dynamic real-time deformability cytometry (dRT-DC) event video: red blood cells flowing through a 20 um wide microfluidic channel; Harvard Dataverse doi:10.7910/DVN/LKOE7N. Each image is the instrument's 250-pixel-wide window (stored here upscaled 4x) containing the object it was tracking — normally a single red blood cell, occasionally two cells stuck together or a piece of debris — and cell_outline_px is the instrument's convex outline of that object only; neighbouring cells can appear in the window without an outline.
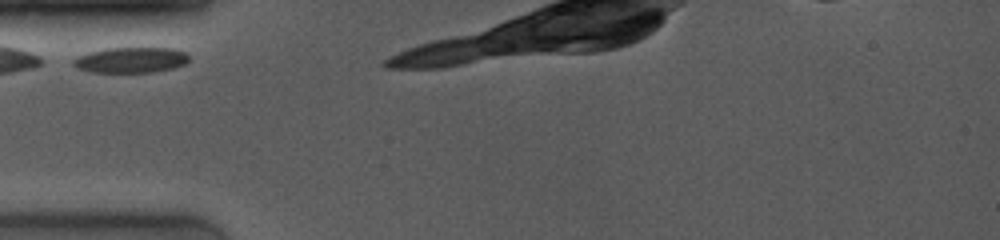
{"species": "common noctule bat (a hibernating species)", "species_latin": "Nyctalus noctula", "temperature_condition": "room temperature", "stored_images_in_passage": 3, "camera_frame_rate_fps": 4000, "um_per_image_px": 0.085, "animal": {"sex": "female", "body_mass_g": 19.0, "forearm_length_mm": 53.3}, "frame": {"image": 1, "passage_image": 1, "time_ms": 0.0, "image_size_px": [1000, 240], "cell_outline_px": [[188, 60], [184, 64], [172, 68], [152, 72], [92, 72], [80, 68], [72, 64], [72, 60], [88, 52], [108, 48], [172, 48], [184, 52], [188, 56]], "centroid_in_image_um": [11.12, 5.09], "position_along_channel_um": 73.9, "area_um2": 16.94}}